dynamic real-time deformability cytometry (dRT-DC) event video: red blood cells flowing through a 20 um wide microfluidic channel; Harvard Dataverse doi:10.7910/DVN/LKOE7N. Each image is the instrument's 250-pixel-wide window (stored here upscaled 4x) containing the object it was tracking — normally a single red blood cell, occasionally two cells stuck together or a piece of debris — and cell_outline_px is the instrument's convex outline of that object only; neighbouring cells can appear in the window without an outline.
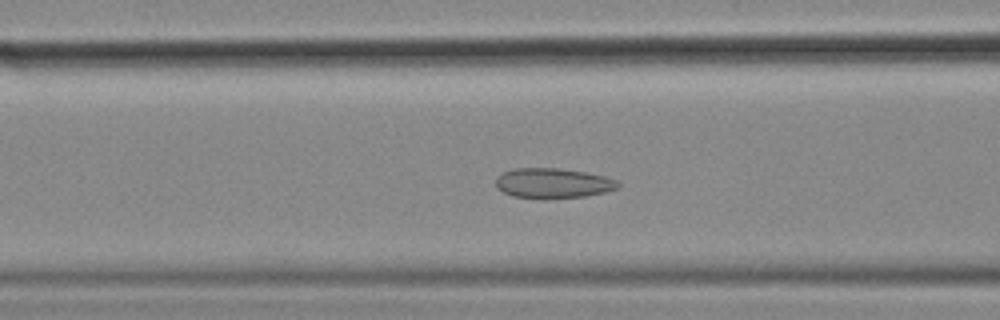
{"species": "common noctule bat (a hibernating species)", "species_latin": "Nyctalus noctula", "temperature_condition": "cold", "stored_images_in_passage": 56, "camera_frame_rate_fps": 3000, "um_per_image_px": 0.085, "animal": {"sex": "female", "body_mass_g": 18.4}, "frame": {"image": 1, "passage_image": 22, "time_ms": 7.0, "image_size_px": [1000, 320], "cell_outline_px": [[620, 184], [616, 188], [604, 192], [584, 196], [512, 196], [496, 188], [496, 180], [504, 172], [516, 168], [560, 168], [584, 172], [604, 176], [616, 180]], "centroid_in_image_um": [47.0, 15.53], "position_along_channel_um": 119.6, "area_um2": 20.4}}
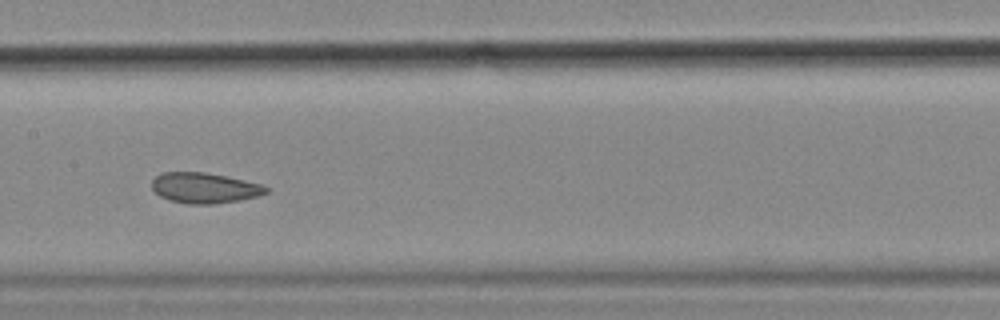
{"frame": {"image": 2, "passage_image": 28, "time_ms": 9.0, "image_size_px": [1000, 320], "cell_outline_px": [[268, 192], [256, 196], [240, 200], [212, 204], [188, 204], [172, 200], [160, 196], [152, 188], [152, 180], [156, 176], [164, 172], [204, 172], [244, 180], [260, 184], [268, 188]], "centroid_in_image_um": [17.37, 15.97], "position_along_channel_um": 190.0, "area_um2": 20.0}}
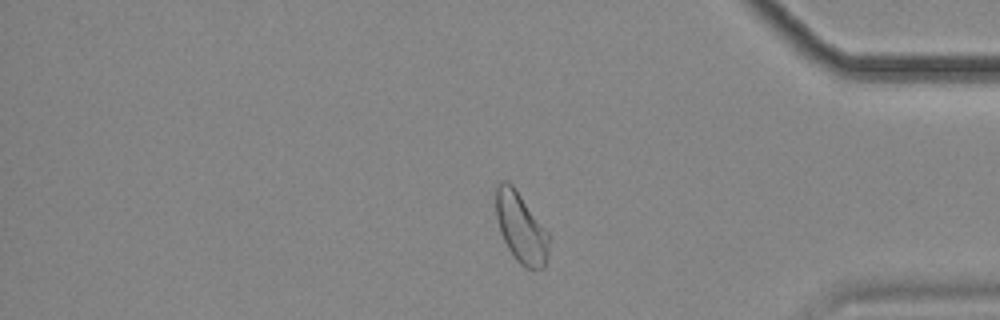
{"frame": {"image": 3, "passage_image": 47, "time_ms": 15.333, "image_size_px": [1000, 320], "cell_outline_px": [[548, 256], [544, 268], [524, 268], [516, 260], [508, 248], [500, 232], [496, 216], [496, 188], [500, 180], [508, 180], [516, 188], [548, 232]], "centroid_in_image_um": [44.27, 19.33], "position_along_channel_um": 390.9, "area_um2": 21.68}, "authors_computed_cell_mechanics": {"area_um2": 21.8195, "velocity_mm_per_s": 3.5213, "shape_relaxation_time_tau1_ms": 5.9813, "shape_relaxation_time_tau2_ms": 1.8207, "deformation_change_tau1": 0.0879, "deformation_change_tau2": 0.0812}}